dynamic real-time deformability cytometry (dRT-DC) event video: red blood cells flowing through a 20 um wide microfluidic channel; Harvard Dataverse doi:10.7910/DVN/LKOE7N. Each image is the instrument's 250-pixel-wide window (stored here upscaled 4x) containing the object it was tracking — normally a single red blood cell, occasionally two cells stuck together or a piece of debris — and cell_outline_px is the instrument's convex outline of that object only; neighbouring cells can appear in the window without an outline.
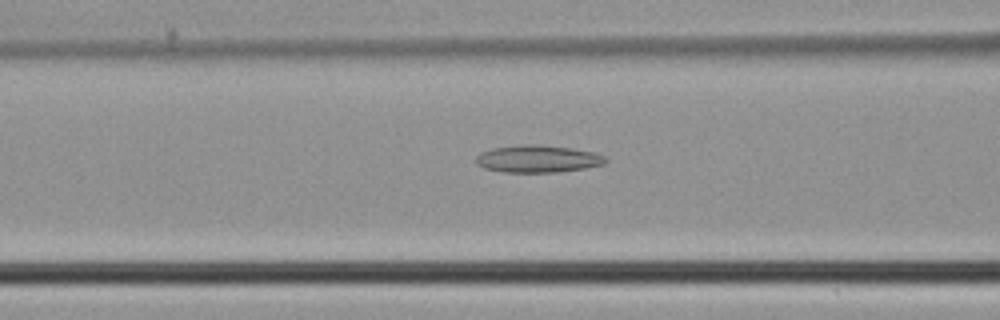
{"species": "common noctule bat (a hibernating species)", "species_latin": "Nyctalus noctula", "temperature_condition": "cold", "stored_images_in_passage": 47, "camera_frame_rate_fps": 3000, "um_per_image_px": 0.085, "animal": {"sex": "male", "body_mass_g": 21.5, "forearm_length_mm": 52.0}, "frame": {"image": 1, "passage_image": 19, "time_ms": 6.0, "image_size_px": [1000, 320], "cell_outline_px": [[608, 160], [604, 164], [584, 168], [556, 172], [504, 172], [484, 168], [476, 164], [476, 156], [480, 152], [492, 148], [524, 144], [536, 144], [572, 148], [596, 152], [604, 156]], "centroid_in_image_um": [45.7, 13.49], "position_along_channel_um": 120.9, "area_um2": 20.69}}
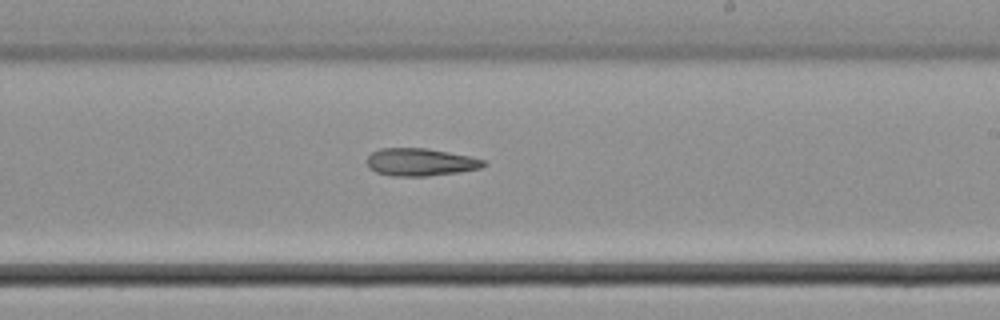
{"frame": {"image": 2, "passage_image": 28, "time_ms": 9.0, "image_size_px": [1000, 320], "cell_outline_px": [[484, 164], [480, 168], [456, 172], [428, 176], [392, 176], [376, 172], [368, 168], [368, 156], [372, 152], [380, 148], [428, 148], [468, 156], [484, 160]], "centroid_in_image_um": [35.68, 13.77], "position_along_channel_um": 253.3, "area_um2": 18.55}}
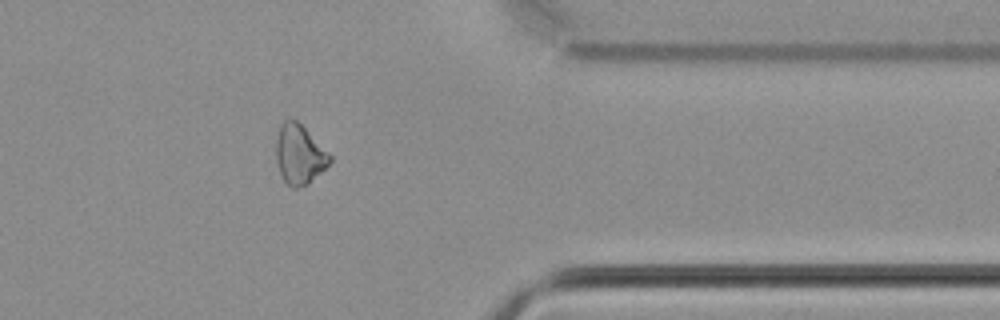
{"frame": {"image": 3, "passage_image": 38, "time_ms": 12.333, "image_size_px": [1000, 320], "cell_outline_px": [[332, 160], [308, 184], [296, 188], [292, 188], [284, 180], [280, 172], [276, 160], [276, 140], [280, 124], [284, 120], [296, 120], [332, 156]], "centroid_in_image_um": [25.43, 13.13], "position_along_channel_um": 386.0, "area_um2": 18.26}}